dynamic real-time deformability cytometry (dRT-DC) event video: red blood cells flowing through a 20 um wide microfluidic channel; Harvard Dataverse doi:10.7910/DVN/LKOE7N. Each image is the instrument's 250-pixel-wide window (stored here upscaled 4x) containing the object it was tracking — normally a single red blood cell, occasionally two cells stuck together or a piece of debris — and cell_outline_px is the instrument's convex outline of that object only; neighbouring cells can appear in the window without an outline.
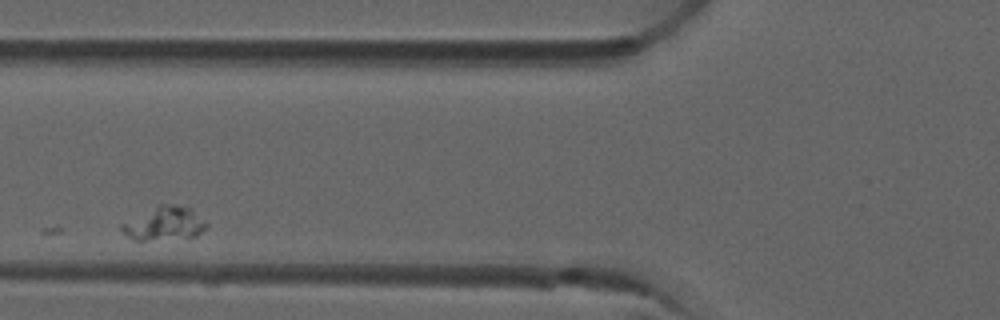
{"species": "common noctule bat (a hibernating species)", "species_latin": "Nyctalus noctula", "temperature_condition": "room temperature", "stored_images_in_passage": 4, "camera_frame_rate_fps": 3000, "um_per_image_px": 0.085, "animal": {"sex": "male", "forearm_length_mm": 52.5}, "frame": {"image": 1, "passage_image": 2, "time_ms": 0.333, "image_size_px": [1000, 320], "cell_outline_px": [[208, 224], [196, 236], [148, 240], [132, 240], [120, 228], [120, 224], [160, 204], [176, 204], [192, 208]], "centroid_in_image_um": [13.97, 18.99], "position_along_channel_um": 111.8, "area_um2": 16.3}}